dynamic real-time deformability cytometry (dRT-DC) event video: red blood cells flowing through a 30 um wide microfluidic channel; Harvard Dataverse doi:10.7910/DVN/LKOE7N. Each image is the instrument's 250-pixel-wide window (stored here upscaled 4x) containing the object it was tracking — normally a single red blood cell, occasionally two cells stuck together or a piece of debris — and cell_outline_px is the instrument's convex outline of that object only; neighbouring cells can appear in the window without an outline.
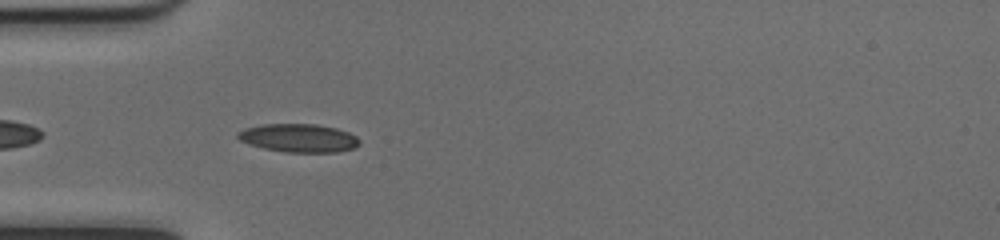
{"species": "common noctule bat (a hibernating species)", "species_latin": "Nyctalus noctula", "temperature_condition": "cold", "stored_images_in_passage": 38, "camera_frame_rate_fps": 3000, "um_per_image_px": 0.085, "animal": {"sex": "female", "body_mass_g": 17.0, "forearm_length_mm": 48.0}, "frame": {"image": 1, "passage_image": 3, "time_ms": 0.667, "image_size_px": [1000, 240], "cell_outline_px": [[360, 144], [356, 148], [336, 152], [284, 152], [264, 148], [248, 144], [240, 140], [236, 136], [236, 132], [244, 128], [260, 124], [316, 124], [336, 128], [348, 132], [356, 136], [360, 140]], "centroid_in_image_um": [25.38, 11.73], "position_along_channel_um": 59.6, "area_um2": 20.29}}
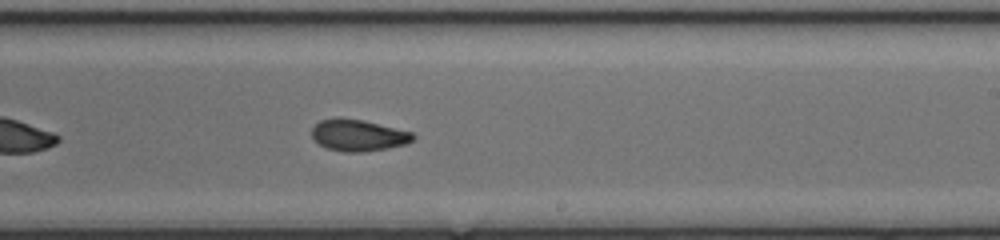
{"frame": {"image": 2, "passage_image": 18, "time_ms": 5.667, "image_size_px": [1000, 240], "cell_outline_px": [[416, 136], [408, 144], [388, 148], [360, 152], [344, 152], [324, 148], [312, 136], [312, 128], [320, 120], [336, 116], [340, 116], [364, 120], [412, 132]], "centroid_in_image_um": [30.44, 11.48], "position_along_channel_um": 258.6, "area_um2": 18.9}}
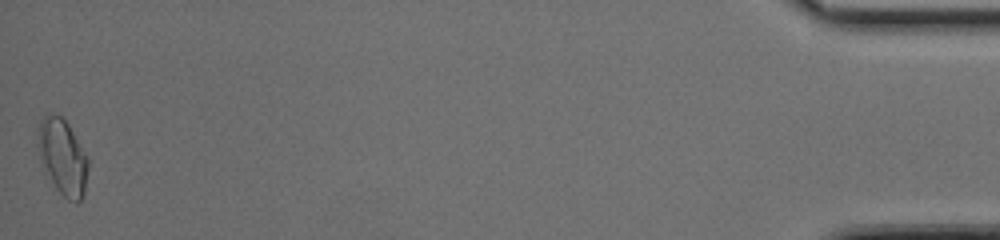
{"frame": {"image": 3, "passage_image": 38, "time_ms": 12.333, "image_size_px": [1000, 240], "cell_outline_px": [[88, 168], [84, 196], [76, 204], [68, 200], [56, 188], [40, 160], [36, 144], [40, 120], [48, 112], [60, 116], [68, 124], [88, 156]], "centroid_in_image_um": [5.33, 13.34], "position_along_channel_um": 429.9, "area_um2": 22.25}, "authors_computed_cell_mechanics": {"area_um2": 18.9295, "velocity_mm_per_s": 4.0473, "shape_relaxation_time_tau1_ms": null, "shape_relaxation_time_tau2_ms": 2.3415, "deformation_change_tau1": null, "deformation_change_tau2": 0.0719}}